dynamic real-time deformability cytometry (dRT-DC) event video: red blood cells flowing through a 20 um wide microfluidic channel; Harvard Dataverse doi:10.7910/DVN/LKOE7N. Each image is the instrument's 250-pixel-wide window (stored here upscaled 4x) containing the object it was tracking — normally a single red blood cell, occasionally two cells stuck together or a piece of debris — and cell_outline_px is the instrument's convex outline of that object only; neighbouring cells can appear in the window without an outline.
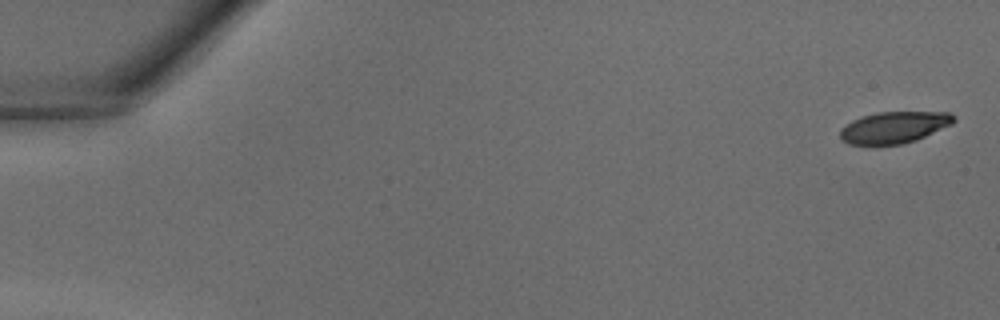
{"species": "common noctule bat (a hibernating species)", "species_latin": "Nyctalus noctula", "temperature_condition": "warm", "stored_images_in_passage": 39, "camera_frame_rate_fps": 3000, "um_per_image_px": 0.085, "animal": {"sex": "male", "body_mass_g": 18.8}, "frame": {"image": 1, "passage_image": 1, "time_ms": 0.0, "image_size_px": [1000, 320], "cell_outline_px": [[956, 120], [952, 124], [916, 140], [900, 144], [848, 144], [840, 140], [840, 128], [852, 120], [876, 112], [952, 112], [956, 116]], "centroid_in_image_um": [76.01, 10.81], "position_along_channel_um": 9.0, "area_um2": 20.92}}
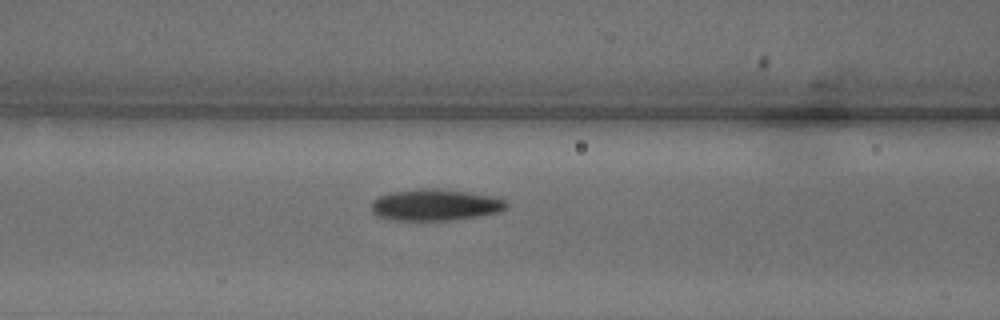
{"frame": {"image": 2, "passage_image": 17, "time_ms": 5.333, "image_size_px": [1000, 320], "cell_outline_px": [[508, 208], [496, 212], [476, 216], [452, 220], [388, 220], [376, 216], [372, 212], [372, 204], [380, 196], [388, 192], [420, 188], [432, 188], [468, 192], [492, 196], [504, 200], [508, 204]], "centroid_in_image_um": [36.96, 17.41], "position_along_channel_um": 129.6, "area_um2": 24.68}}
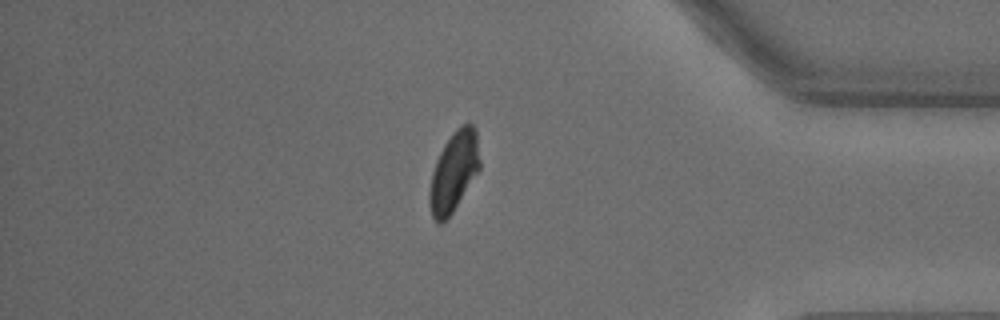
{"frame": {"image": 3, "passage_image": 34, "time_ms": 11.0, "image_size_px": [1000, 320], "cell_outline_px": [[480, 168], [452, 212], [440, 224], [436, 224], [432, 216], [428, 200], [428, 196], [432, 172], [436, 160], [444, 144], [452, 132], [460, 124], [468, 120], [476, 128], [480, 160]], "centroid_in_image_um": [38.57, 14.53], "position_along_channel_um": 396.6, "area_um2": 23.52}}